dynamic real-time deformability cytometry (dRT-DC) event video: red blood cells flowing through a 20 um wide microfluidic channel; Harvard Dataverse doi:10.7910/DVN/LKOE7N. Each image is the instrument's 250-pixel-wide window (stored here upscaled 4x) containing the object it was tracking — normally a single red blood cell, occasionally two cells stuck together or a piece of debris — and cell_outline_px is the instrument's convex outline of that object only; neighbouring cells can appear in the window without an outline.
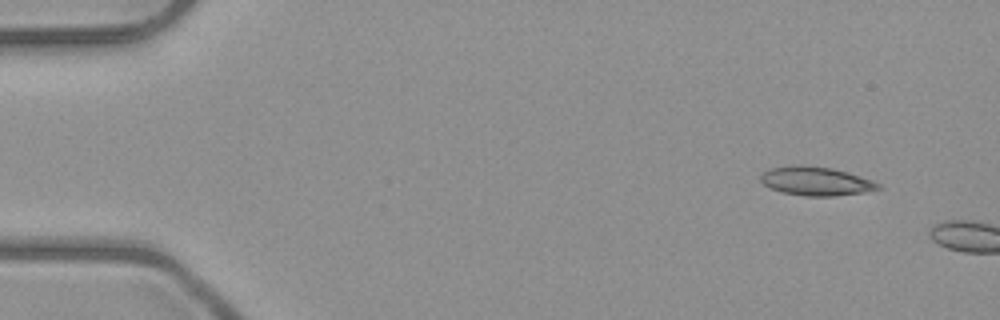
{"species": "common noctule bat (a hibernating species)", "species_latin": "Nyctalus noctula", "temperature_condition": "room temperature", "stored_images_in_passage": 2, "camera_frame_rate_fps": 3000, "um_per_image_px": 0.085, "animal": {"sex": "male", "body_mass_g": 23.1, "forearm_length_mm": 52.7}, "frame": {"image": 1, "passage_image": 1, "time_ms": 0.0, "image_size_px": [1000, 320], "cell_outline_px": [[884, 188], [864, 192], [832, 196], [804, 196], [780, 192], [764, 184], [760, 180], [760, 176], [764, 172], [772, 168], [796, 164], [800, 164], [832, 168], [848, 172], [872, 180], [880, 184]], "centroid_in_image_um": [69.37, 15.39], "position_along_channel_um": 15.6, "area_um2": 19.77}}